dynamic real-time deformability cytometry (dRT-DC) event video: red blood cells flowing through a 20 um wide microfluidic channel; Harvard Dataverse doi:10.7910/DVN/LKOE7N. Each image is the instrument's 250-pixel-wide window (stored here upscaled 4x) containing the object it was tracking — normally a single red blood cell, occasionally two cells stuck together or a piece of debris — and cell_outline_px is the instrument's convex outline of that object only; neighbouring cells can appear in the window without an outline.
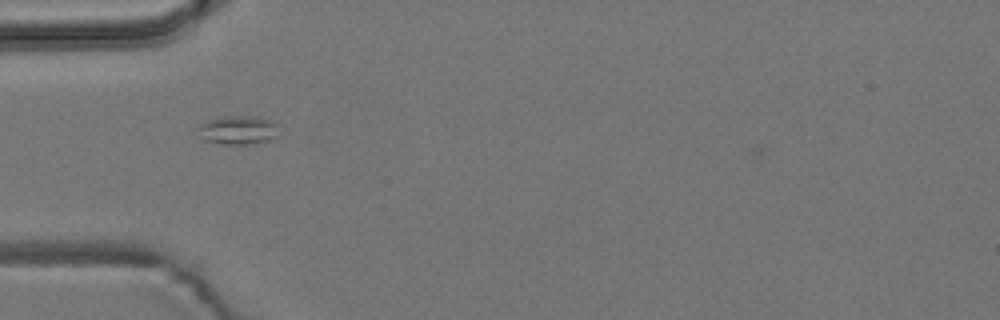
{"species": "common noctule bat (a hibernating species)", "species_latin": "Nyctalus noctula", "temperature_condition": "room temperature", "stored_images_in_passage": 8, "camera_frame_rate_fps": 3000, "um_per_image_px": 0.085, "animal": {"sex": "male", "body_mass_g": 19.2, "forearm_length_mm": 51.8}, "frame": {"image": 1, "passage_image": 7, "time_ms": 6.667, "image_size_px": [1000, 320], "cell_outline_px": [[276, 136], [268, 140], [252, 144], [224, 144], [204, 140], [196, 128], [200, 124], [208, 120], [220, 116], [260, 116], [272, 120], [276, 124]], "centroid_in_image_um": [20.21, 11.03], "position_along_channel_um": 64.8, "area_um2": 13.58}}